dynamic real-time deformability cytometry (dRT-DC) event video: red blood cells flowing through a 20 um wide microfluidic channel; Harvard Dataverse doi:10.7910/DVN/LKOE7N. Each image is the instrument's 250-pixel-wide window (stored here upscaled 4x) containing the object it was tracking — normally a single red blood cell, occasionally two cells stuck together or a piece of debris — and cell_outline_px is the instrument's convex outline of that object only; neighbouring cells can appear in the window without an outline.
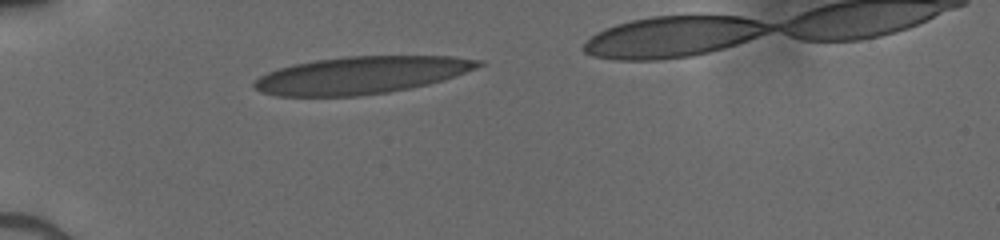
{"species": "human", "species_latin": "Homo sapiens", "temperature_condition": "cold", "stored_images_in_passage": 29, "camera_frame_rate_fps": 3000, "um_per_image_px": 0.085, "donor": {"sex": "male"}, "frame": {"image": 1, "passage_image": 1, "time_ms": 0.0, "image_size_px": [1000, 240], "cell_outline_px": [[484, 64], [476, 68], [428, 84], [388, 92], [360, 96], [276, 96], [260, 92], [252, 88], [252, 84], [260, 76], [268, 72], [292, 64], [316, 60], [344, 56], [452, 56], [484, 60]], "centroid_in_image_um": [30.66, 6.38], "position_along_channel_um": 54.3, "area_um2": 48.67}}
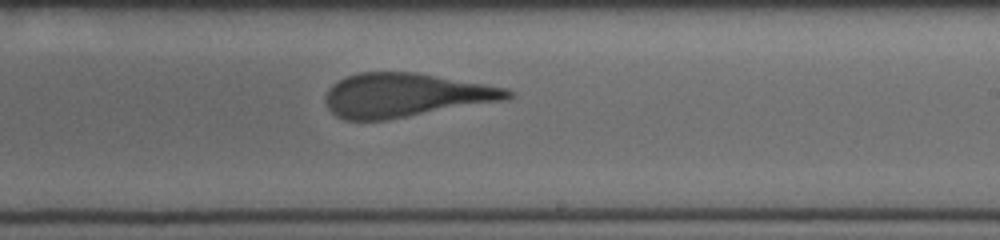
{"frame": {"image": 2, "passage_image": 17, "time_ms": 5.333, "image_size_px": [1000, 240], "cell_outline_px": [[516, 96], [508, 100], [384, 120], [344, 120], [336, 116], [324, 104], [324, 96], [328, 88], [332, 84], [344, 76], [360, 72], [416, 72], [508, 88], [516, 92]], "centroid_in_image_um": [34.47, 8.08], "position_along_channel_um": 254.5, "area_um2": 47.11}}
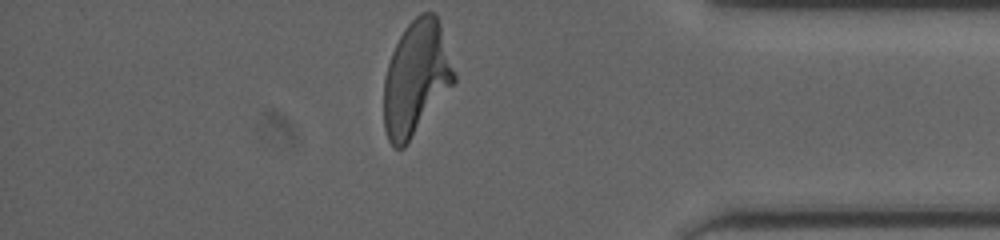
{"frame": {"image": 3, "passage_image": 29, "time_ms": 9.333, "image_size_px": [1000, 240], "cell_outline_px": [[456, 80], [408, 144], [404, 148], [396, 148], [388, 140], [384, 128], [384, 76], [392, 52], [404, 28], [420, 12], [432, 12], [436, 16], [440, 24], [456, 76]], "centroid_in_image_um": [35.35, 6.66], "position_along_channel_um": 399.8, "area_um2": 46.53}}